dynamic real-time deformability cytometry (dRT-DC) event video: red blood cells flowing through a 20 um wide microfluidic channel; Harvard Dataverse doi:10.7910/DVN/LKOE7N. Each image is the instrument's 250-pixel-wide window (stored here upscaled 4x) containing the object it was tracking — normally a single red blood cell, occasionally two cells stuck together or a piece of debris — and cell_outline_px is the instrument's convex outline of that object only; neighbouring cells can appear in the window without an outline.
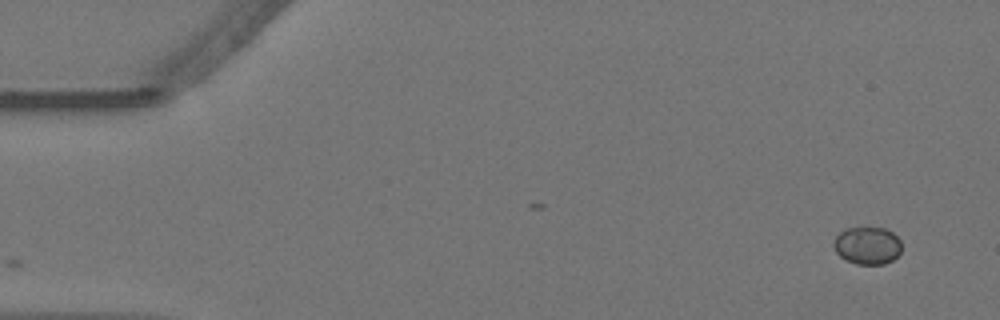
{"species": "Egyptian fruit bat (a non-hibernating species)", "species_latin": "Rousettus aegyptiacus", "temperature_condition": "warm", "stored_images_in_passage": 16, "camera_frame_rate_fps": 3000, "um_per_image_px": 0.085, "animal": {"sex": "female"}, "frame": {"image": 1, "passage_image": 1, "time_ms": 0.0, "image_size_px": [1000, 320], "cell_outline_px": [[900, 252], [892, 260], [884, 264], [856, 264], [844, 260], [836, 252], [832, 244], [836, 236], [840, 232], [848, 228], [884, 228], [892, 232], [900, 240]], "centroid_in_image_um": [73.7, 20.88], "position_along_channel_um": 11.3, "area_um2": 14.8}}
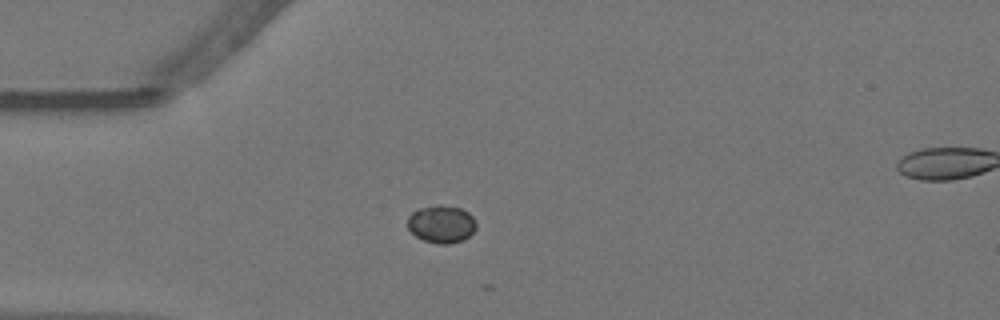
{"frame": {"image": 2, "passage_image": 13, "time_ms": 4.0, "image_size_px": [1000, 320], "cell_outline_px": [[476, 228], [464, 240], [448, 244], [436, 244], [424, 240], [416, 236], [408, 228], [408, 216], [412, 212], [420, 208], [436, 204], [440, 204], [460, 208], [468, 212], [472, 216], [476, 224]], "centroid_in_image_um": [37.52, 19.04], "position_along_channel_um": 47.5, "area_um2": 15.09}}